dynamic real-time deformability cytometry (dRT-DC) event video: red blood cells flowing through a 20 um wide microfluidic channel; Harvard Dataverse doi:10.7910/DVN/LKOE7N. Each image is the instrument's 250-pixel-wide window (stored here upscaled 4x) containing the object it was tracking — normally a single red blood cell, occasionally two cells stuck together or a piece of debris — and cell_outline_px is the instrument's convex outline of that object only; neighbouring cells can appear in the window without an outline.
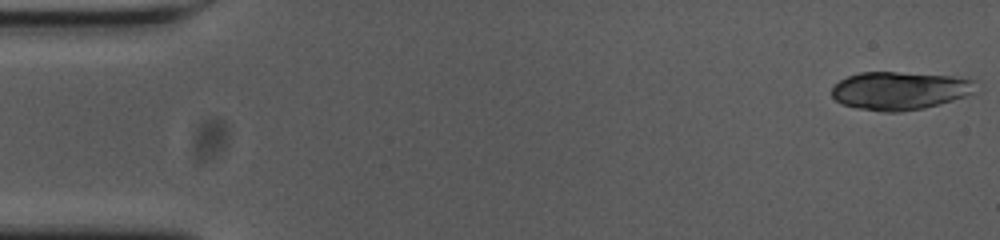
{"species": "common noctule bat (a hibernating species)", "species_latin": "Nyctalus noctula", "temperature_condition": "cold", "stored_images_in_passage": 54, "camera_frame_rate_fps": 3000, "um_per_image_px": 0.085, "animal": {"sex": "female", "body_mass_g": 23.0, "forearm_length_mm": 53.4}, "frame": {"image": 1, "passage_image": 1, "time_ms": 0.0, "image_size_px": [1000, 240], "cell_outline_px": [[984, 88], [980, 92], [924, 108], [900, 112], [884, 112], [856, 108], [840, 104], [832, 96], [832, 88], [840, 80], [848, 76], [860, 72], [896, 72], [952, 76], [980, 80]], "centroid_in_image_um": [76.61, 7.7], "position_along_channel_um": 8.4, "area_um2": 32.71}}
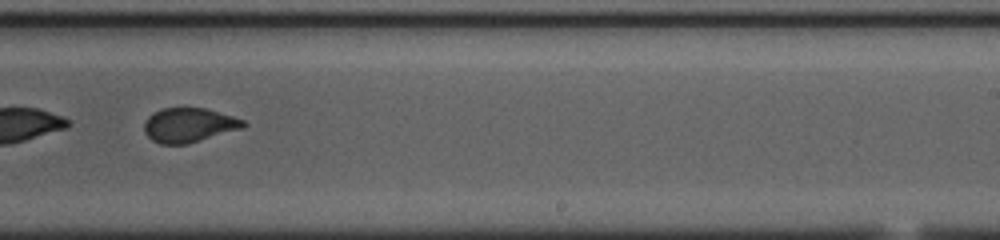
{"frame": {"image": 2, "passage_image": 34, "time_ms": 11.0, "image_size_px": [1000, 240], "cell_outline_px": [[248, 124], [244, 128], [188, 144], [160, 144], [152, 140], [144, 132], [144, 120], [152, 112], [164, 108], [204, 108], [232, 116], [244, 120]], "centroid_in_image_um": [16.05, 10.64], "position_along_channel_um": 272.9, "area_um2": 20.0}, "authors_computed_cell_mechanics": {"area_um2": 20.9525, "velocity_mm_per_s": 3.6578, "shape_relaxation_time_tau1_ms": null, "shape_relaxation_time_tau2_ms": 0.77, "deformation_change_tau1": null, "deformation_change_tau2": 0.0448}}